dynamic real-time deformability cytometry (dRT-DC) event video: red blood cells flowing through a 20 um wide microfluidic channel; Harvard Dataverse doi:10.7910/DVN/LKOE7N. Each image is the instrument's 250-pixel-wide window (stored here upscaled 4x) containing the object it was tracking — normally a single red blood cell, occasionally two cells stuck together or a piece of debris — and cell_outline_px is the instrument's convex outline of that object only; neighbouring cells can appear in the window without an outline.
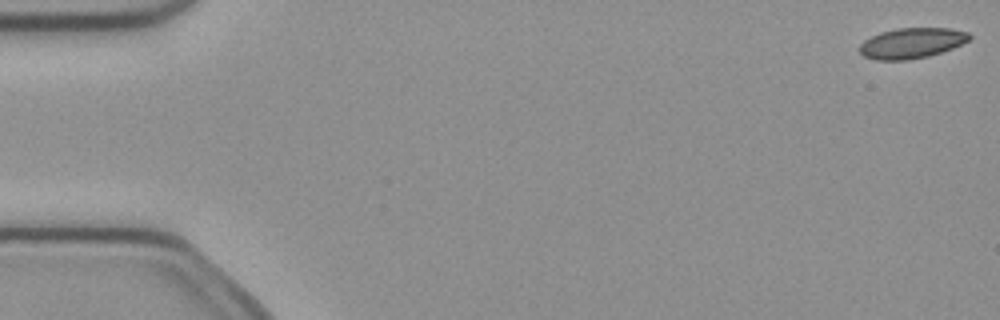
{"species": "common noctule bat (a hibernating species)", "species_latin": "Nyctalus noctula", "temperature_condition": "cold", "stored_images_in_passage": 4, "camera_frame_rate_fps": 3000, "um_per_image_px": 0.085, "animal": {"sex": "female", "body_mass_g": 21.9}, "frame": {"image": 1, "passage_image": 4, "time_ms": 1.0, "image_size_px": [1000, 320], "cell_outline_px": [[972, 36], [968, 40], [952, 48], [928, 56], [908, 60], [876, 60], [864, 56], [860, 52], [860, 44], [864, 40], [880, 32], [896, 28], [952, 28], [968, 32]], "centroid_in_image_um": [77.48, 3.65], "position_along_channel_um": 7.5, "area_um2": 19.42}}